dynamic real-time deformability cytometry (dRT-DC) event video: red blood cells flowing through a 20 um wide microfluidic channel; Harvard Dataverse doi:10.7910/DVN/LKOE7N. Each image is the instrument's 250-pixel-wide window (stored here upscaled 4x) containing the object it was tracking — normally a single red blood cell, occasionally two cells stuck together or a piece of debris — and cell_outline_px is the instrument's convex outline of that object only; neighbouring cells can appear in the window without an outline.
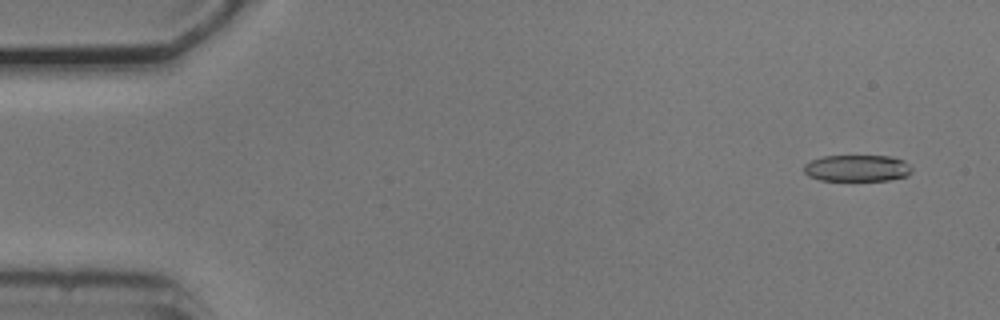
{"species": "common noctule bat (a hibernating species)", "species_latin": "Nyctalus noctula", "temperature_condition": "cold", "stored_images_in_passage": 54, "camera_frame_rate_fps": 3000, "um_per_image_px": 0.085, "animal": {"sex": "male", "body_mass_g": 20.5, "forearm_length_mm": 52.5}, "frame": {"image": 1, "passage_image": 4, "time_ms": 1.0, "image_size_px": [1000, 320], "cell_outline_px": [[912, 172], [908, 176], [888, 180], [820, 180], [808, 176], [804, 172], [804, 164], [812, 160], [824, 156], [892, 156], [904, 160], [912, 168]], "centroid_in_image_um": [72.88, 14.29], "position_along_channel_um": 12.1, "area_um2": 16.76}}
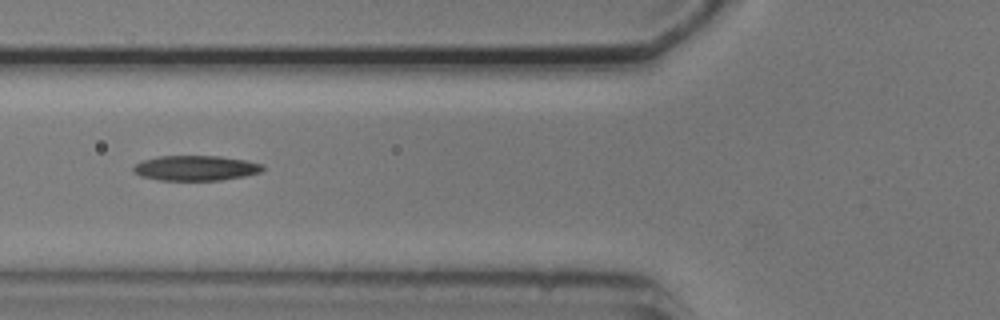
{"frame": {"image": 2, "passage_image": 21, "time_ms": 6.667, "image_size_px": [1000, 320], "cell_outline_px": [[264, 168], [260, 172], [244, 176], [220, 180], [160, 180], [140, 176], [132, 172], [132, 168], [136, 164], [144, 160], [160, 156], [220, 156], [244, 160], [264, 164]], "centroid_in_image_um": [16.62, 14.28], "position_along_channel_um": 109.2, "area_um2": 18.84}}
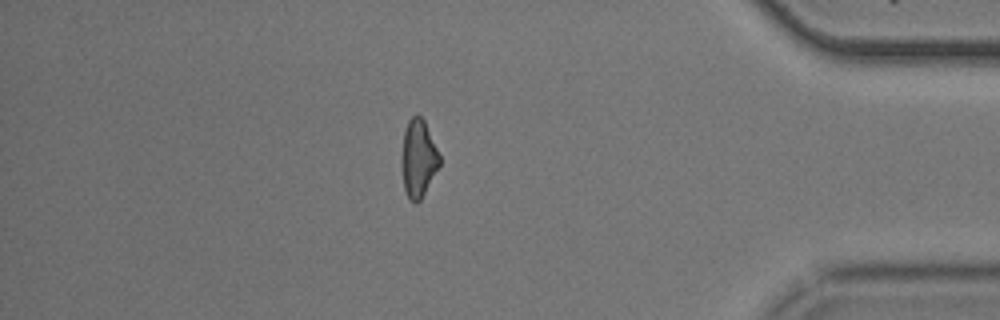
{"frame": {"image": 3, "passage_image": 47, "time_ms": 15.333, "image_size_px": [1000, 320], "cell_outline_px": [[440, 164], [420, 200], [416, 204], [408, 200], [404, 188], [400, 160], [404, 132], [408, 120], [412, 116], [420, 116], [424, 120], [440, 156]], "centroid_in_image_um": [35.53, 13.49], "position_along_channel_um": 399.7, "area_um2": 17.11}, "authors_computed_cell_mechanics": {"area_um2": 18.4671, "velocity_mm_per_s": 3.7656, "shape_relaxation_time_tau1_ms": 3.2939, "shape_relaxation_time_tau2_ms": 4.0908, "deformation_change_tau1": 0.1135, "deformation_change_tau2": 0.1441}}